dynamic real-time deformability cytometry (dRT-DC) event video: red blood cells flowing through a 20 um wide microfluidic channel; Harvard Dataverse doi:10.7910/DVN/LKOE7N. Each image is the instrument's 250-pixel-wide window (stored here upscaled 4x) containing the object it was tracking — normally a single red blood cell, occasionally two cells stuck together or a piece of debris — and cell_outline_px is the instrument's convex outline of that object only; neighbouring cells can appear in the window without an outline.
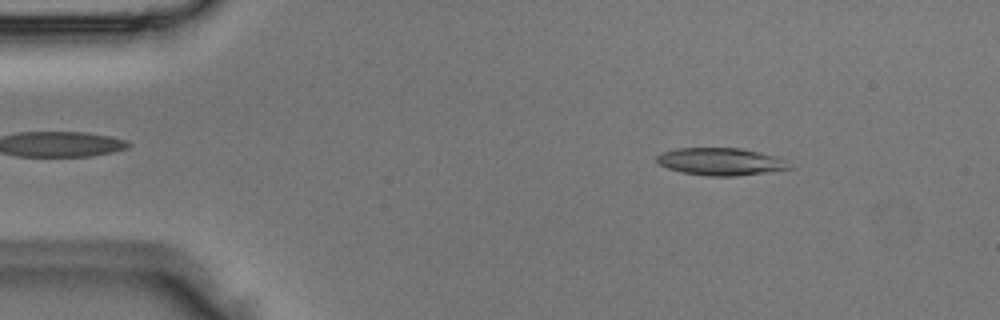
{"species": "Egyptian fruit bat (a non-hibernating species)", "species_latin": "Rousettus aegyptiacus", "temperature_condition": "room temperature", "stored_images_in_passage": 2, "camera_frame_rate_fps": 3000, "um_per_image_px": 0.085, "animal": {"sex": "male"}, "frame": {"image": 1, "passage_image": 1, "time_ms": 0.0, "image_size_px": [1000, 320], "cell_outline_px": [[792, 168], [736, 176], [708, 176], [680, 172], [668, 168], [660, 164], [656, 160], [656, 156], [660, 152], [676, 148], [740, 148], [780, 156], [788, 160]], "centroid_in_image_um": [61.27, 13.72], "position_along_channel_um": 23.7, "area_um2": 21.39}}